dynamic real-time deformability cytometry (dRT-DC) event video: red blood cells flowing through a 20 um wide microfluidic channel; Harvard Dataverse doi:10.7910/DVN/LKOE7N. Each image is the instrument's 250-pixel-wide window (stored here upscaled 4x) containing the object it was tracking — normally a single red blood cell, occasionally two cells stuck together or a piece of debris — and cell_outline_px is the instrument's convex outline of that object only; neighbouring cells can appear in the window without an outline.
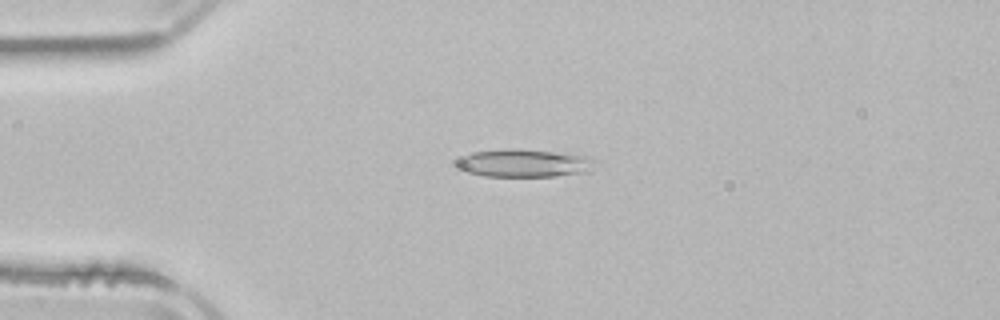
{"species": "common noctule bat (a hibernating species)", "species_latin": "Nyctalus noctula", "temperature_condition": "room temperature", "stored_images_in_passage": 4, "camera_frame_rate_fps": 3000, "um_per_image_px": 0.085, "animal": {"sex": "male", "body_mass_g": 21.5, "forearm_length_mm": 52.0}, "frame": {"image": 1, "passage_image": 4, "time_ms": 3.667, "image_size_px": [1000, 320], "cell_outline_px": [[596, 160], [580, 172], [556, 176], [484, 176], [452, 168], [456, 160], [472, 152], [504, 148], [520, 148], [584, 156]], "centroid_in_image_um": [44.32, 13.85], "position_along_channel_um": 40.7, "area_um2": 22.14}}